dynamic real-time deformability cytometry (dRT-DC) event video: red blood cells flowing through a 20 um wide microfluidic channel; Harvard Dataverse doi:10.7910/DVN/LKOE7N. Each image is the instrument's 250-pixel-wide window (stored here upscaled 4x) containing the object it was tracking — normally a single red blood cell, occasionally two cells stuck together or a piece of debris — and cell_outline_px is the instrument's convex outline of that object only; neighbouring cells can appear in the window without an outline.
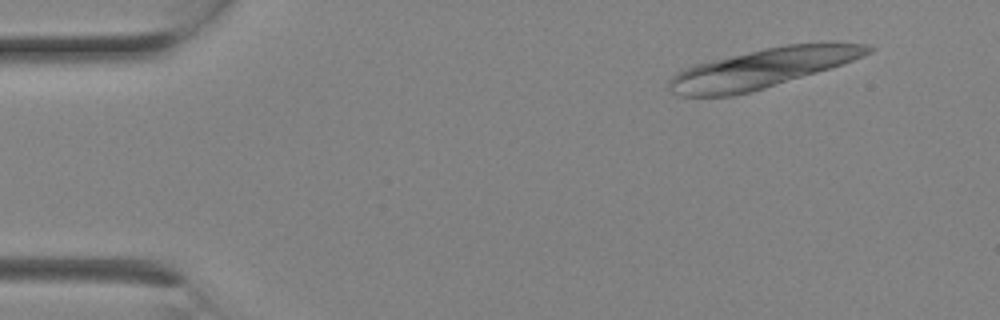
{"species": "Egyptian fruit bat (a non-hibernating species)", "species_latin": "Rousettus aegyptiacus", "temperature_condition": "room temperature", "stored_images_in_passage": 4, "segment_of_instrument_passage": [2, 2], "camera_frame_rate_fps": 3000, "um_per_image_px": 0.085, "animal": {"sex": "female"}, "frame": {"image": 1, "passage_image": 4, "time_ms": 1.0, "image_size_px": [1000, 320], "cell_outline_px": [[876, 48], [872, 52], [864, 56], [816, 72], [752, 92], [732, 96], [680, 96], [672, 92], [668, 88], [668, 80], [676, 72], [684, 68], [696, 64], [712, 60], [768, 48], [788, 44], [868, 44]], "centroid_in_image_um": [64.71, 5.84], "position_along_channel_um": 20.3, "area_um2": 44.45}}